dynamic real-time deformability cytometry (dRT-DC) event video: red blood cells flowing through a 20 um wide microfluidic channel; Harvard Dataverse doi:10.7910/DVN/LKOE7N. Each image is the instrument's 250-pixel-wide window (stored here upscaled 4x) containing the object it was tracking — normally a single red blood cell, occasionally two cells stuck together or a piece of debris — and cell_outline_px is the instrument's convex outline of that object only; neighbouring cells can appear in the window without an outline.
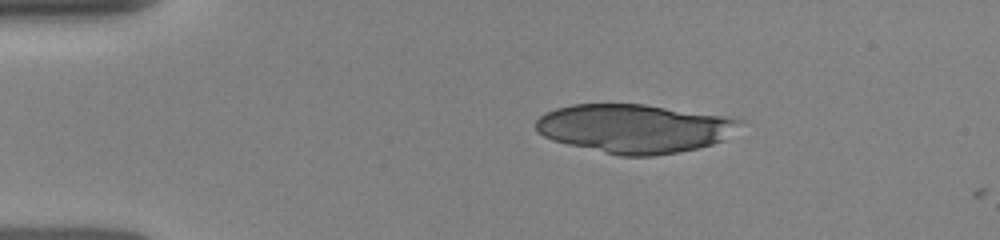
{"species": "human", "species_latin": "Homo sapiens", "temperature_condition": "room temperature", "stored_images_in_passage": 5, "camera_frame_rate_fps": 3000, "um_per_image_px": 0.085, "donor": {"sex": "female"}, "frame": {"image": 1, "passage_image": 1, "time_ms": 0.0, "image_size_px": [1000, 240], "cell_outline_px": [[744, 120], [724, 140], [700, 148], [680, 152], [652, 156], [620, 156], [568, 144], [552, 140], [544, 136], [536, 128], [536, 120], [540, 116], [556, 108], [572, 104], [644, 104], [720, 116]], "centroid_in_image_um": [53.9, 10.93], "position_along_channel_um": 31.1, "area_um2": 57.45}}